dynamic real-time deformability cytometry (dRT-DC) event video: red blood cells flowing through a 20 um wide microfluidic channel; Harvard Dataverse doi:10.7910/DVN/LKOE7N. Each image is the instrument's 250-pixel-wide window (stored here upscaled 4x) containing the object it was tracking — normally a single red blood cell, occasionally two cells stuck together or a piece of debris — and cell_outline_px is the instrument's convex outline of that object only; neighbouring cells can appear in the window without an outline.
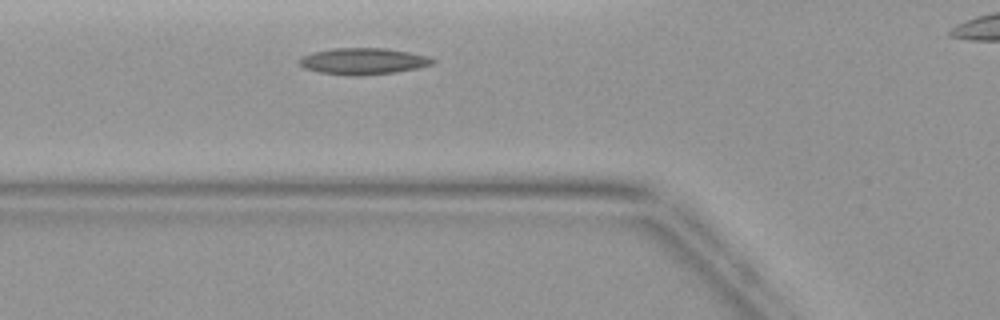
{"species": "common noctule bat (a hibernating species)", "species_latin": "Nyctalus noctula", "temperature_condition": "warm", "stored_images_in_passage": 25, "camera_frame_rate_fps": 3000, "um_per_image_px": 0.085, "animal": {"sex": "female", "body_mass_g": 19.9}, "frame": {"image": 1, "passage_image": 4, "time_ms": 1.0, "image_size_px": [1000, 320], "cell_outline_px": [[436, 60], [432, 64], [416, 68], [396, 72], [360, 76], [348, 76], [320, 72], [304, 68], [296, 60], [312, 52], [332, 48], [388, 48], [428, 56]], "centroid_in_image_um": [30.85, 5.2], "position_along_channel_um": 95.0, "area_um2": 20.63}}
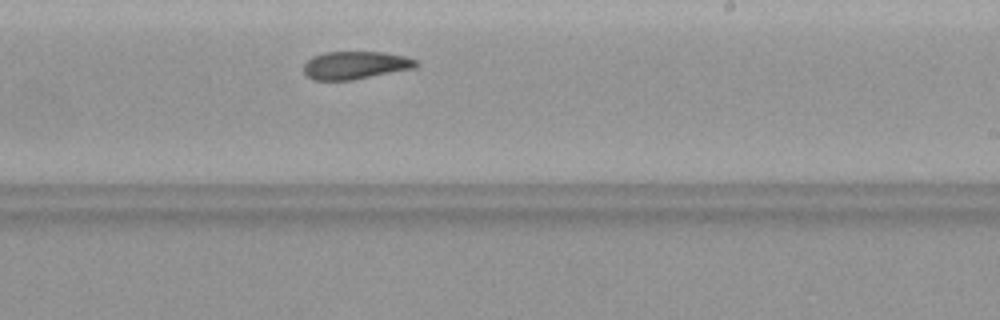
{"frame": {"image": 2, "passage_image": 15, "time_ms": 4.667, "image_size_px": [1000, 320], "cell_outline_px": [[420, 64], [416, 68], [352, 80], [312, 80], [304, 72], [304, 64], [312, 56], [324, 52], [384, 52], [404, 56], [416, 60]], "centroid_in_image_um": [30.22, 5.54], "position_along_channel_um": 258.8, "area_um2": 18.32}}